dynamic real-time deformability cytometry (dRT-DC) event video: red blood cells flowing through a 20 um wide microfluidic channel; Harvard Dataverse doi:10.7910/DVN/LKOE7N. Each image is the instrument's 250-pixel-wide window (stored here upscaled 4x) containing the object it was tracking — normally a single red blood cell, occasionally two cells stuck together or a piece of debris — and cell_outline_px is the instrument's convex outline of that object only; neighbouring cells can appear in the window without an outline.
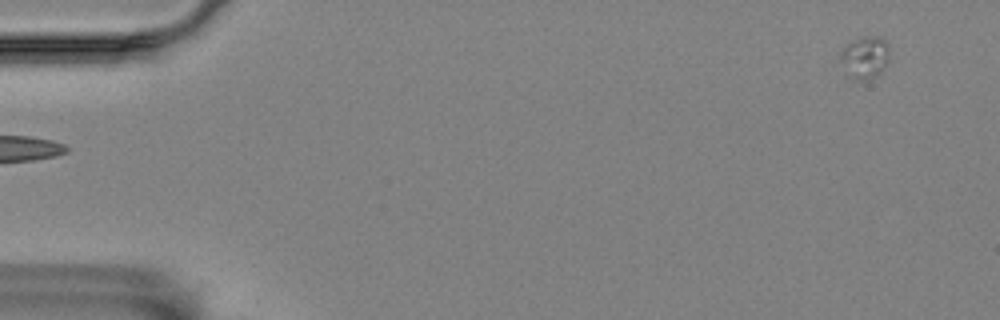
{"species": "Egyptian fruit bat (a non-hibernating species)", "species_latin": "Rousettus aegyptiacus", "temperature_condition": "room temperature", "stored_images_in_passage": 57, "camera_frame_rate_fps": 3000, "um_per_image_px": 0.085, "animal": {"sex": "female"}, "frame": {"image": 1, "passage_image": 1, "time_ms": 0.0, "image_size_px": [1000, 320], "cell_outline_px": [[888, 60], [880, 72], [876, 76], [868, 80], [852, 80], [844, 76], [840, 60], [840, 52], [852, 40], [864, 36], [884, 36], [888, 44]], "centroid_in_image_um": [73.47, 4.9], "position_along_channel_um": 11.5, "area_um2": 12.54}}
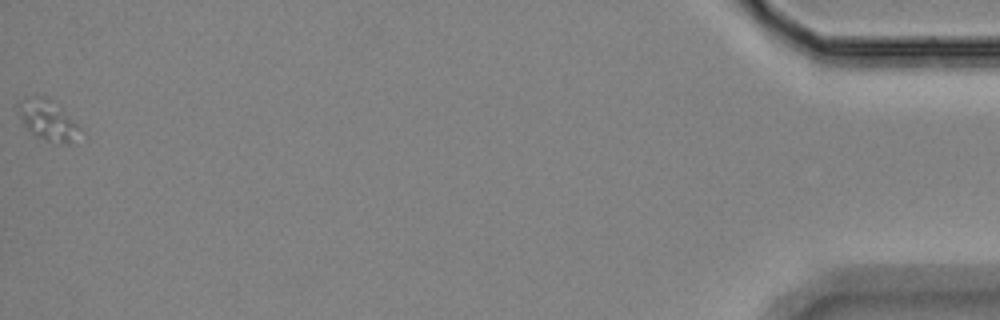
{"frame": {"image": 2, "passage_image": 57, "time_ms": 18.667, "image_size_px": [1000, 320], "cell_outline_px": [[80, 128], [68, 144], [60, 144], [44, 140], [28, 132], [24, 128], [16, 104], [20, 100], [28, 96], [48, 96]], "centroid_in_image_um": [3.94, 10.19], "position_along_channel_um": 431.3, "area_um2": 14.33}}